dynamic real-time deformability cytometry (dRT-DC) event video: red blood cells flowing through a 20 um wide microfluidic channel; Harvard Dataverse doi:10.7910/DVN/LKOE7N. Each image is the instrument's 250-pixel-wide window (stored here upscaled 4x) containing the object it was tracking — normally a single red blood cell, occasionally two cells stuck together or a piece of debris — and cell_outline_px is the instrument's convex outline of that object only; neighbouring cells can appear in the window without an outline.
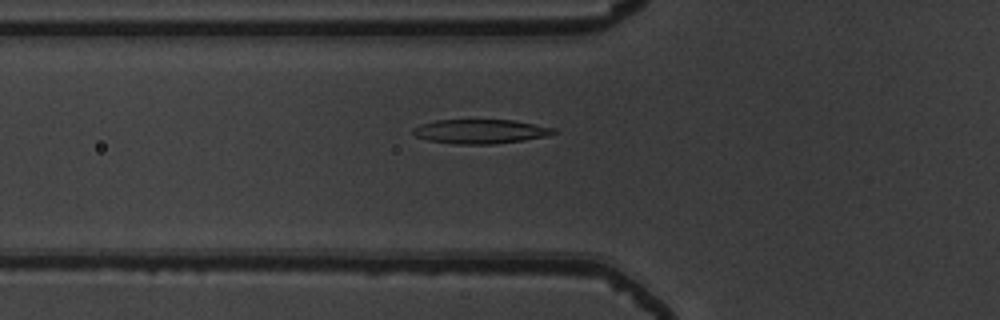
{"species": "common noctule bat (a hibernating species)", "species_latin": "Nyctalus noctula", "temperature_condition": "warm", "stored_images_in_passage": 49, "camera_frame_rate_fps": 3000, "um_per_image_px": 0.085, "animal": {"sex": "male", "body_mass_g": 19.5, "forearm_length_mm": 54.6}, "frame": {"image": 1, "passage_image": 15, "time_ms": 4.667, "image_size_px": [1000, 320], "cell_outline_px": [[556, 132], [544, 136], [524, 140], [496, 144], [456, 144], [428, 140], [416, 136], [412, 132], [412, 128], [436, 120], [512, 120], [556, 128]], "centroid_in_image_um": [40.83, 11.17], "position_along_channel_um": 85.0, "area_um2": 19.65}}
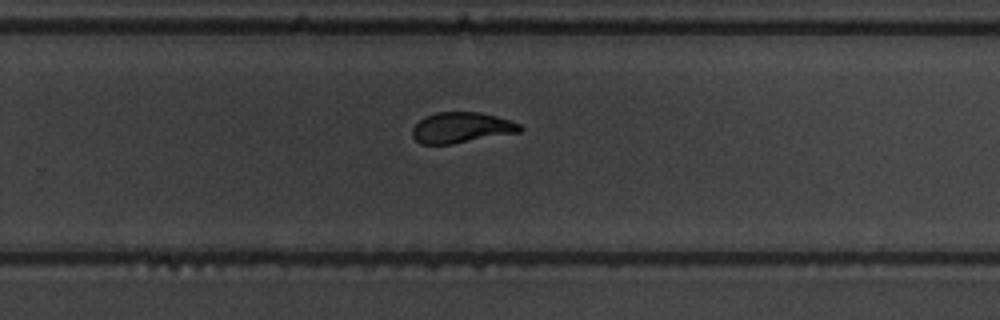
{"frame": {"image": 2, "passage_image": 31, "time_ms": 10.0, "image_size_px": [1000, 320], "cell_outline_px": [[524, 128], [520, 132], [452, 144], [420, 144], [412, 136], [412, 128], [424, 116], [436, 112], [480, 112], [512, 120], [520, 124]], "centroid_in_image_um": [39.23, 10.84], "position_along_channel_um": 290.6, "area_um2": 19.36}}
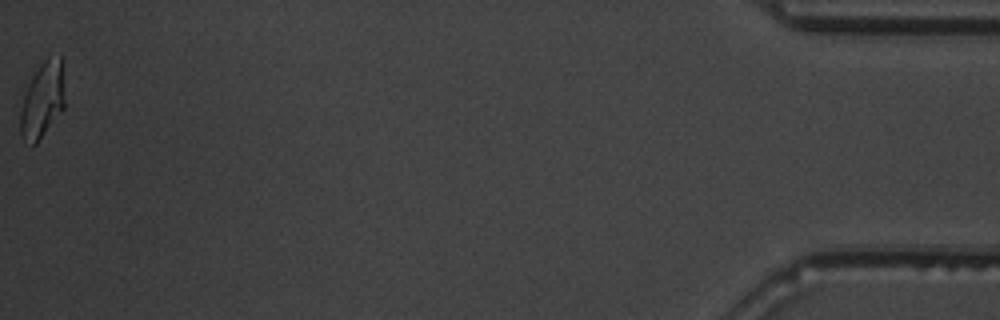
{"frame": {"image": 3, "passage_image": 49, "time_ms": 16.0, "image_size_px": [1000, 320], "cell_outline_px": [[64, 108], [36, 144], [32, 144], [24, 140], [20, 132], [20, 112], [24, 96], [40, 64], [48, 56], [60, 56], [64, 100]], "centroid_in_image_um": [3.6, 8.54], "position_along_channel_um": 431.6, "area_um2": 18.96}, "authors_computed_cell_mechanics": {"area_um2": 19.9988, "velocity_mm_per_s": 3.859, "shape_relaxation_time_tau1_ms": 3.4625, "shape_relaxation_time_tau2_ms": 1.338, "deformation_change_tau1": 0.163, "deformation_change_tau2": 0.0788}}